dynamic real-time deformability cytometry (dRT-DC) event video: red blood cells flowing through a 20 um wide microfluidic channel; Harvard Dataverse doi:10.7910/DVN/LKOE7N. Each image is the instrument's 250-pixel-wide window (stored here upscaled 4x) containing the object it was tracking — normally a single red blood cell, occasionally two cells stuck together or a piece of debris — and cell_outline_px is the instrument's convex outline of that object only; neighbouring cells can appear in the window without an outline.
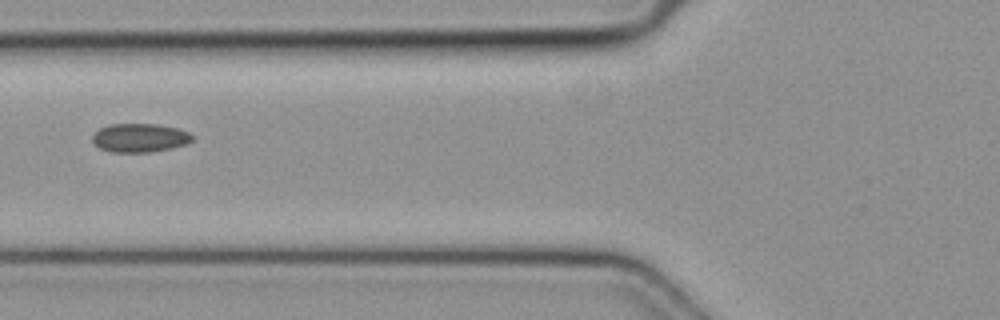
{"species": "common noctule bat (a hibernating species)", "species_latin": "Nyctalus noctula", "temperature_condition": "cold", "stored_images_in_passage": 2, "camera_frame_rate_fps": 3000, "um_per_image_px": 0.085, "animal": {"sex": "female", "body_mass_g": 19.3, "forearm_length_mm": 54.1}, "frame": {"image": 1, "passage_image": 2, "time_ms": 0.333, "image_size_px": [1000, 320], "cell_outline_px": [[192, 140], [188, 144], [148, 152], [112, 152], [100, 148], [92, 140], [92, 136], [100, 128], [108, 124], [156, 124], [176, 128], [188, 132], [192, 136]], "centroid_in_image_um": [11.86, 11.71], "position_along_channel_um": 113.9, "area_um2": 16.47}}